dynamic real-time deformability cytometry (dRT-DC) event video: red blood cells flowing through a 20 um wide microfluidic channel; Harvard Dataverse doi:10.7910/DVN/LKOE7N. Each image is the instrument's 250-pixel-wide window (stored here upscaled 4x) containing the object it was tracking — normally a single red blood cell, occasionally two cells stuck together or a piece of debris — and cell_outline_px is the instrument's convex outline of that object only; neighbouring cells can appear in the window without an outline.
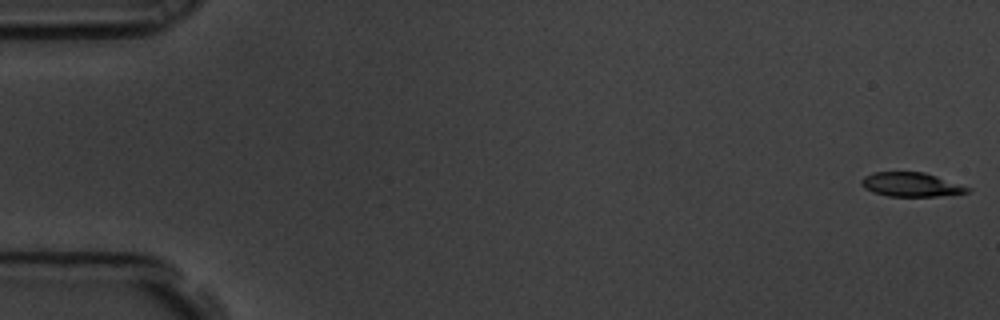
{"species": "common noctule bat (a hibernating species)", "species_latin": "Nyctalus noctula", "temperature_condition": "room temperature", "stored_images_in_passage": 4, "camera_frame_rate_fps": 3000, "um_per_image_px": 0.085, "animal": {"sex": "male", "body_mass_g": 19.5, "forearm_length_mm": 54.6}, "frame": {"image": 1, "passage_image": 1, "time_ms": 0.0, "image_size_px": [1000, 320], "cell_outline_px": [[972, 188], [968, 192], [936, 196], [888, 196], [872, 192], [864, 188], [860, 184], [860, 180], [864, 176], [872, 172], [924, 172]], "centroid_in_image_um": [77.39, 15.68], "position_along_channel_um": 7.6, "area_um2": 14.85}}